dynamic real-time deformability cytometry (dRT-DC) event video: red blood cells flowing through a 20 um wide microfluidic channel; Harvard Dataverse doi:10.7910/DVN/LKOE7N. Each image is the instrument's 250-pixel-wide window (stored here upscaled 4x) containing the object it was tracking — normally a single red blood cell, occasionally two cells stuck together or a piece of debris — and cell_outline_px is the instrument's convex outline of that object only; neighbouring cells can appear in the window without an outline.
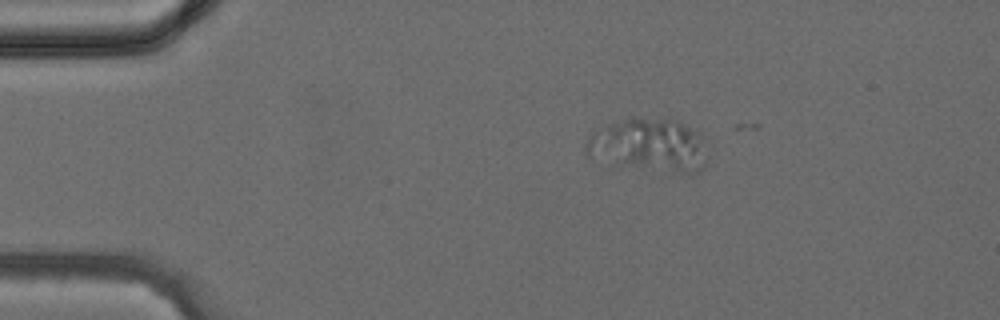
{"species": "common noctule bat (a hibernating species)", "species_latin": "Nyctalus noctula", "temperature_condition": "cold", "stored_images_in_passage": 2, "camera_frame_rate_fps": 3000, "um_per_image_px": 0.085, "animal": {"sex": "female", "body_mass_g": 24.6, "forearm_length_mm": 56.2}, "frame": {"image": 1, "passage_image": 1, "time_ms": 0.0, "image_size_px": [1000, 320], "cell_outline_px": [[704, 168], [700, 172], [680, 172], [608, 168], [588, 156], [584, 152], [584, 144], [588, 136], [592, 132], [608, 124], [632, 116], [680, 120], [696, 132], [704, 164]], "centroid_in_image_um": [54.93, 12.38], "position_along_channel_um": 30.1, "area_um2": 38.49}}